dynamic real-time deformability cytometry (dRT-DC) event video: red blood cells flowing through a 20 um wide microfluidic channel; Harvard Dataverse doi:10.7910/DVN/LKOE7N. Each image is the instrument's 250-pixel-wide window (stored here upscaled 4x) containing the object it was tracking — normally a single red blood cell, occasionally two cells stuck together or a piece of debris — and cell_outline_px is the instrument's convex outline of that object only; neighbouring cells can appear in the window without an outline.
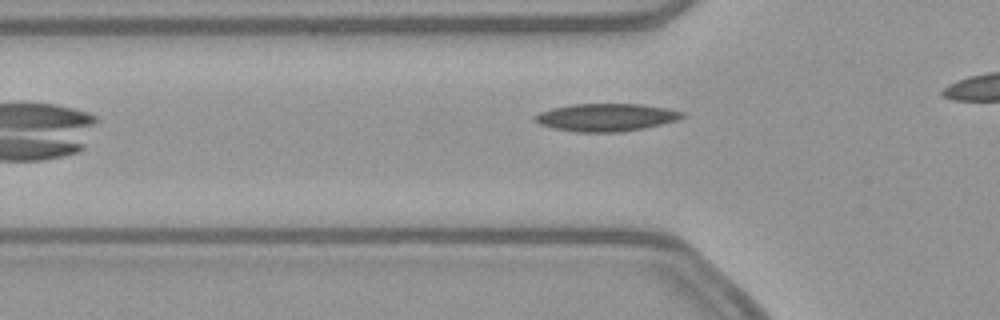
{"species": "common noctule bat (a hibernating species)", "species_latin": "Nyctalus noctula", "temperature_condition": "warm", "stored_images_in_passage": 9, "camera_frame_rate_fps": 3000, "um_per_image_px": 0.085, "animal": {"sex": "female", "body_mass_g": 21.9}, "frame": {"image": 1, "passage_image": 3, "time_ms": 0.667, "image_size_px": [1000, 320], "cell_outline_px": [[684, 116], [676, 120], [644, 128], [620, 132], [576, 132], [552, 128], [540, 124], [532, 120], [532, 116], [540, 112], [552, 108], [572, 104], [640, 104], [668, 108], [684, 112]], "centroid_in_image_um": [51.47, 9.97], "position_along_channel_um": 74.3, "area_um2": 23.81}}
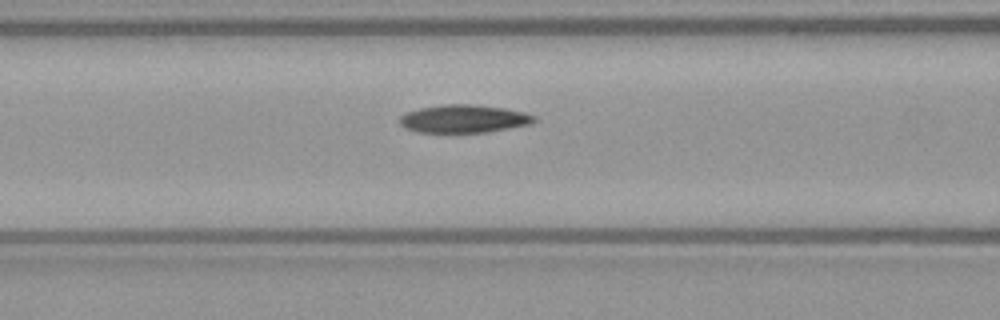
{"frame": {"image": 2, "passage_image": 7, "time_ms": 2.0, "image_size_px": [1000, 320], "cell_outline_px": [[536, 120], [528, 124], [488, 132], [420, 132], [404, 128], [400, 124], [400, 116], [408, 112], [420, 108], [444, 104], [472, 104], [504, 108], [524, 112], [536, 116]], "centroid_in_image_um": [39.42, 10.09], "position_along_channel_um": 127.2, "area_um2": 21.73}}